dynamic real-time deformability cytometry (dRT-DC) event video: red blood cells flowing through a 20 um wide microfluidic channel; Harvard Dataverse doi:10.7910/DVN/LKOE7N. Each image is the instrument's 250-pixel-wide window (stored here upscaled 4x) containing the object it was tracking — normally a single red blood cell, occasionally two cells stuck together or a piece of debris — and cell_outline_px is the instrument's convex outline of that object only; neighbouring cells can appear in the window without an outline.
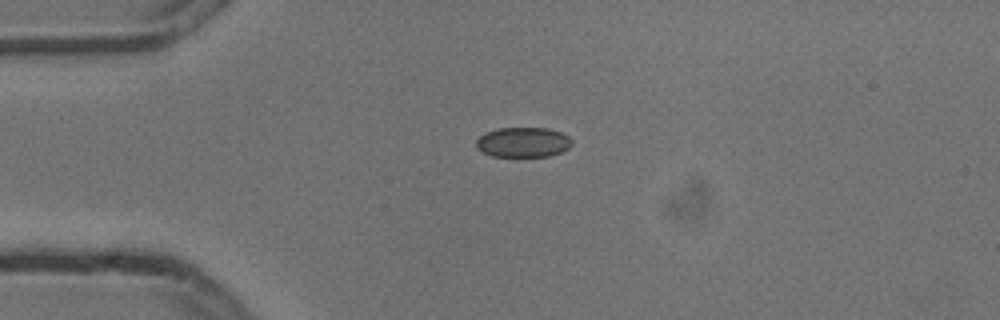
{"species": "common noctule bat (a hibernating species)", "species_latin": "Nyctalus noctula", "temperature_condition": "cold", "stored_images_in_passage": 1, "camera_frame_rate_fps": 3000, "um_per_image_px": 0.085, "animal": {"sex": "male", "body_mass_g": 13.3}, "frame": {"image": 1, "passage_image": 1, "time_ms": 0.0, "image_size_px": [1000, 320], "cell_outline_px": [[572, 144], [568, 148], [560, 152], [548, 156], [492, 156], [476, 148], [476, 140], [484, 132], [500, 128], [548, 128], [560, 132], [568, 136], [572, 140]], "centroid_in_image_um": [44.45, 12.08], "position_along_channel_um": 40.5, "area_um2": 16.65}}